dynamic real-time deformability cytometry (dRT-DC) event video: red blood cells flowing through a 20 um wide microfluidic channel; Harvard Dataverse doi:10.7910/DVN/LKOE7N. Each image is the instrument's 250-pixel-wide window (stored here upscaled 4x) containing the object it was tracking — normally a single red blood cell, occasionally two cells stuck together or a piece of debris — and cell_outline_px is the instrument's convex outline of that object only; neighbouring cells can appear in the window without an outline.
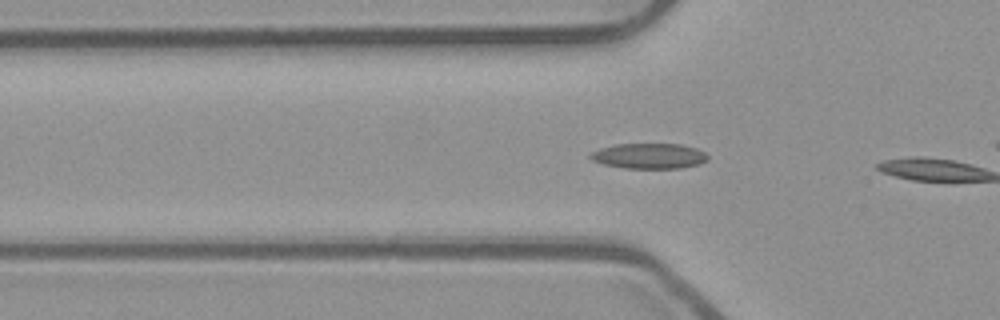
{"species": "common noctule bat (a hibernating species)", "species_latin": "Nyctalus noctula", "temperature_condition": "room temperature", "stored_images_in_passage": 5, "camera_frame_rate_fps": 3000, "um_per_image_px": 0.085, "animal": {"sex": "male", "body_mass_g": 23.1, "forearm_length_mm": 52.7}, "frame": {"image": 1, "passage_image": 4, "time_ms": 1.0, "image_size_px": [1000, 320], "cell_outline_px": [[708, 160], [700, 164], [680, 168], [624, 168], [604, 164], [592, 160], [588, 156], [592, 152], [600, 148], [616, 144], [680, 144], [696, 148], [704, 152], [708, 156]], "centroid_in_image_um": [55.18, 13.26], "position_along_channel_um": 70.6, "area_um2": 17.34}}